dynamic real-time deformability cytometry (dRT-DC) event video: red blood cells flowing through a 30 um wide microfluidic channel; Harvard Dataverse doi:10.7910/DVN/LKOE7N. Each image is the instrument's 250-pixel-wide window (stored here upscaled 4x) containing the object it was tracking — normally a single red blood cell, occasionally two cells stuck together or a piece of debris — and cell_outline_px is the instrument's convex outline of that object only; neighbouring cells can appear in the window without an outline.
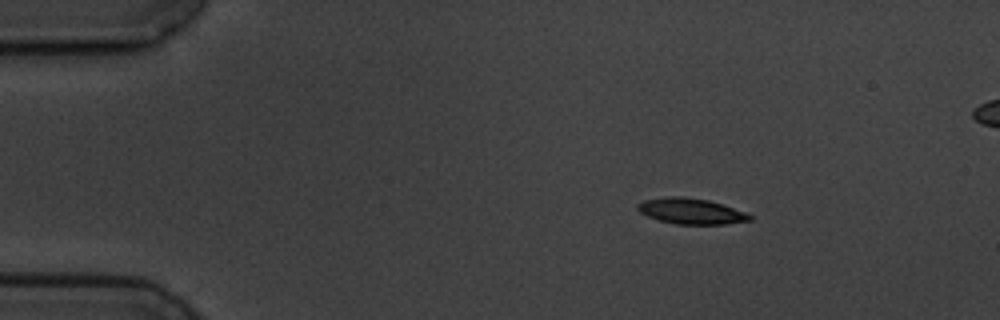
{"species": "common noctule bat (a hibernating species)", "species_latin": "Nyctalus noctula", "temperature_condition": "cold", "stored_images_in_passage": 5, "camera_frame_rate_fps": 3000, "um_per_image_px": 0.085, "animal": {"sex": "male", "body_mass_g": 19.5, "forearm_length_mm": 54.6}, "frame": {"image": 1, "passage_image": 2, "time_ms": 1.0, "image_size_px": [1000, 320], "cell_outline_px": [[752, 220], [724, 224], [676, 224], [660, 220], [648, 216], [640, 212], [636, 208], [636, 204], [644, 200], [668, 196], [680, 196], [708, 200], [744, 212], [752, 216]], "centroid_in_image_um": [58.7, 17.95], "position_along_channel_um": 26.3, "area_um2": 16.59}}